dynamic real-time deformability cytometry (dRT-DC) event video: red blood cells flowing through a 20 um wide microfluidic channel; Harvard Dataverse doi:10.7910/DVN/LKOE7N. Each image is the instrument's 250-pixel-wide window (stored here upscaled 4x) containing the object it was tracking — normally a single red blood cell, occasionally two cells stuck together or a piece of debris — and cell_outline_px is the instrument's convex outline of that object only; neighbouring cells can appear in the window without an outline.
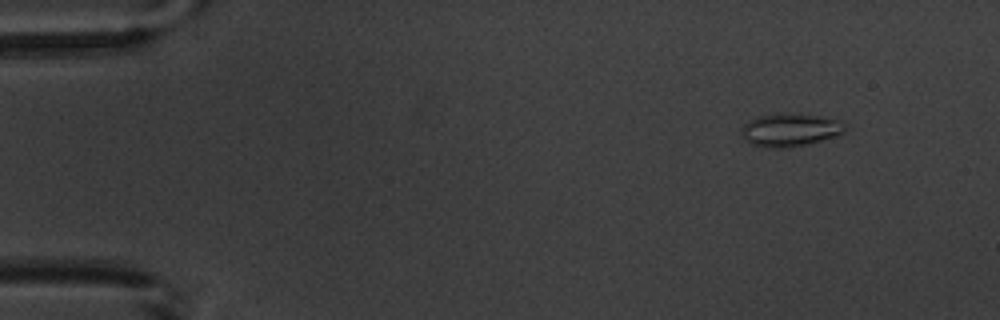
{"species": "common noctule bat (a hibernating species)", "species_latin": "Nyctalus noctula", "temperature_condition": "warm", "stored_images_in_passage": 5, "camera_frame_rate_fps": 3000, "um_per_image_px": 0.085, "animal": {"sex": "male", "body_mass_g": 20.1, "forearm_length_mm": 53.5}, "frame": {"image": 1, "passage_image": 2, "time_ms": 1.333, "image_size_px": [1000, 320], "cell_outline_px": [[844, 132], [836, 136], [788, 148], [768, 148], [752, 144], [744, 140], [740, 128], [748, 120], [760, 116], [780, 112], [820, 116], [844, 120]], "centroid_in_image_um": [67.13, 11.03], "position_along_channel_um": 17.9, "area_um2": 20.06}}
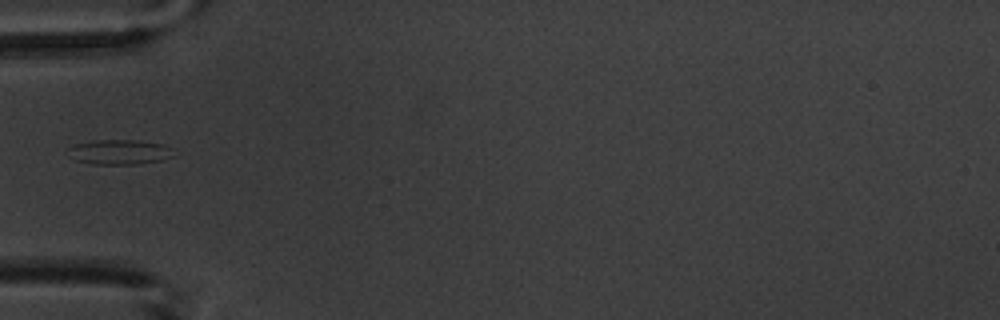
{"frame": {"image": 2, "passage_image": 5, "time_ms": 5.667, "image_size_px": [1000, 320], "cell_outline_px": [[172, 156], [160, 160], [140, 164], [92, 164], [76, 160], [68, 156], [68, 148], [76, 144], [96, 140], [136, 140], [164, 144], [168, 148]], "centroid_in_image_um": [10.09, 12.92], "position_along_channel_um": 74.9, "area_um2": 15.09}}